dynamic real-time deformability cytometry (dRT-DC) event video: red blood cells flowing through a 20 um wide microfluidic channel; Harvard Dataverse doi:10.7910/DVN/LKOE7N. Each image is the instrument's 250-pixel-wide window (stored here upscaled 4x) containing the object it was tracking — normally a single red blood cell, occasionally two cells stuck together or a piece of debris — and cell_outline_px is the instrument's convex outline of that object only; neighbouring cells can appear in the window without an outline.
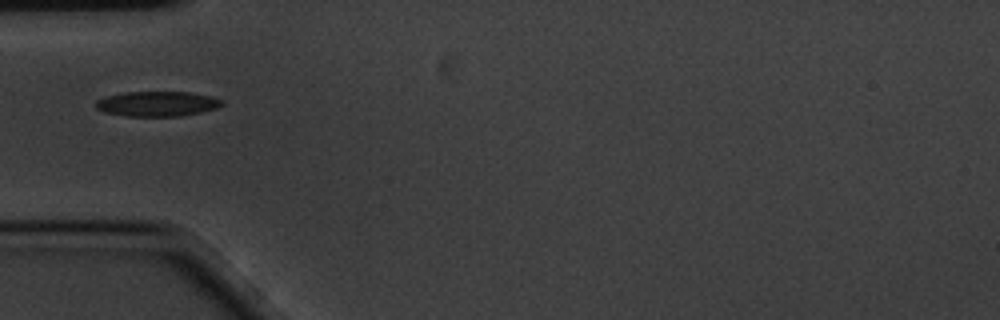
{"species": "common noctule bat (a hibernating species)", "species_latin": "Nyctalus noctula", "temperature_condition": "cold", "stored_images_in_passage": 2, "camera_frame_rate_fps": 3000, "um_per_image_px": 0.085, "animal": {"sex": "male", "body_mass_g": 20.1, "forearm_length_mm": 53.5}, "frame": {"image": 1, "passage_image": 1, "time_ms": 0.0, "image_size_px": [1000, 320], "cell_outline_px": [[224, 104], [216, 108], [200, 112], [180, 116], [124, 116], [104, 112], [96, 108], [92, 104], [96, 100], [108, 96], [124, 92], [188, 92], [208, 96], [224, 100]], "centroid_in_image_um": [13.32, 8.83], "position_along_channel_um": 71.7, "area_um2": 18.38}}
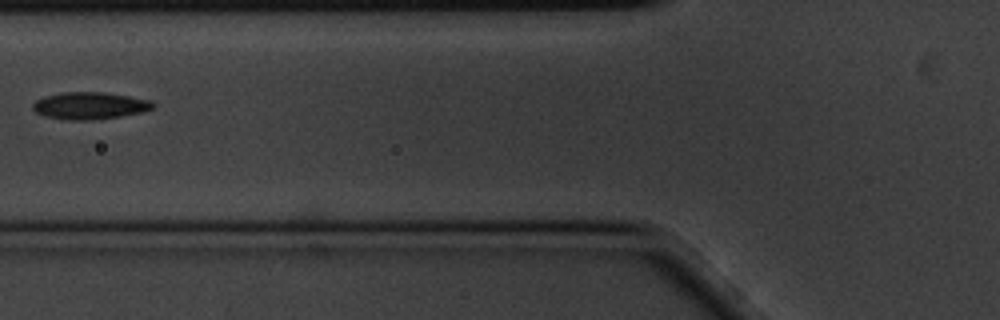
{"frame": {"image": 2, "passage_image": 2, "time_ms": 0.333, "image_size_px": [1000, 320], "cell_outline_px": [[156, 108], [140, 112], [120, 116], [92, 120], [64, 120], [48, 116], [36, 112], [32, 108], [32, 104], [36, 100], [44, 96], [64, 92], [104, 92], [152, 100], [156, 104]], "centroid_in_image_um": [7.66, 8.98], "position_along_channel_um": 118.1, "area_um2": 19.02}}